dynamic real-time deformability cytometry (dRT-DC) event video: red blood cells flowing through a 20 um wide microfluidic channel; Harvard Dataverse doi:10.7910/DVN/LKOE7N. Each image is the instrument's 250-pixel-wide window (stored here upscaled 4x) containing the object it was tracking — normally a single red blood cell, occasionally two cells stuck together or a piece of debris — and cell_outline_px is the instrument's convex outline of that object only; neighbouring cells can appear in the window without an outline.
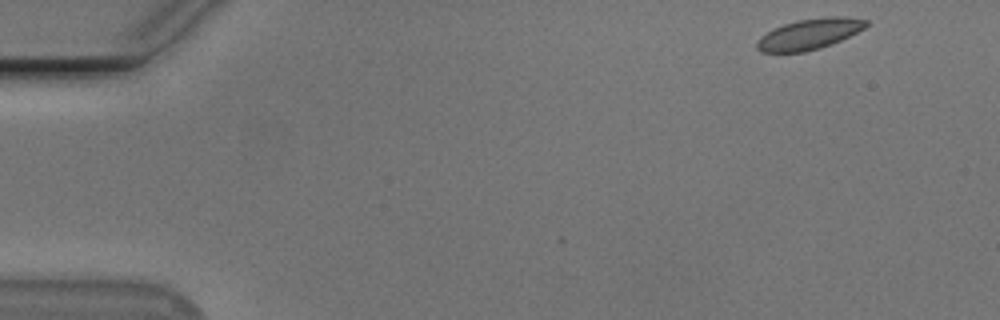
{"species": "Egyptian fruit bat (a non-hibernating species)", "species_latin": "Rousettus aegyptiacus", "temperature_condition": "cold", "stored_images_in_passage": 8, "camera_frame_rate_fps": 3000, "um_per_image_px": 0.085, "animal": {"sex": "male"}, "frame": {"image": 1, "passage_image": 1, "time_ms": 0.0, "image_size_px": [1000, 320], "cell_outline_px": [[868, 24], [864, 28], [840, 40], [820, 48], [804, 52], [760, 52], [756, 48], [756, 44], [760, 36], [772, 28], [796, 20], [828, 16], [848, 16], [868, 20]], "centroid_in_image_um": [68.77, 2.88], "position_along_channel_um": 16.2, "area_um2": 19.59}}